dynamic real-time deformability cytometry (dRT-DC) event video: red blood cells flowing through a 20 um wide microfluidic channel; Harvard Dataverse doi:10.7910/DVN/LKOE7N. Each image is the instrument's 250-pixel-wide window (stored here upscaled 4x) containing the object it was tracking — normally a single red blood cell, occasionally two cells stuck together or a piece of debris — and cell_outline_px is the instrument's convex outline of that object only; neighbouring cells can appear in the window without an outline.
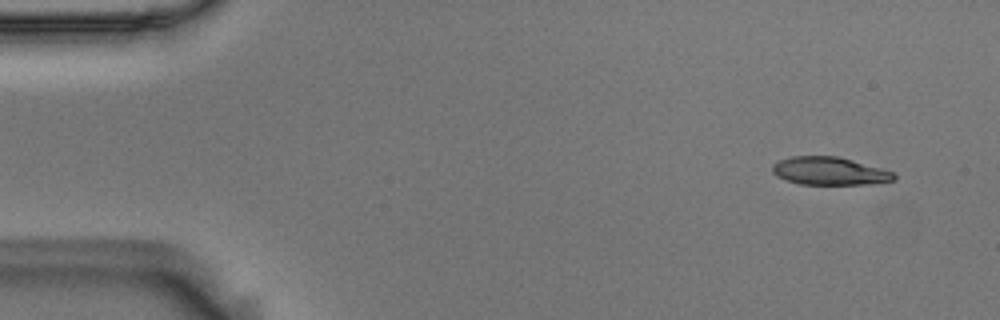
{"species": "Egyptian fruit bat (a non-hibernating species)", "species_latin": "Rousettus aegyptiacus", "temperature_condition": "room temperature", "stored_images_in_passage": 51, "camera_frame_rate_fps": 3000, "um_per_image_px": 0.085, "animal": {"sex": "male"}, "frame": {"image": 1, "passage_image": 1, "time_ms": 0.0, "image_size_px": [1000, 320], "cell_outline_px": [[896, 180], [872, 184], [800, 184], [776, 176], [772, 172], [772, 164], [780, 160], [792, 156], [836, 156], [852, 160], [880, 168], [892, 172], [896, 176]], "centroid_in_image_um": [70.5, 14.54], "position_along_channel_um": 14.5, "area_um2": 19.65}}
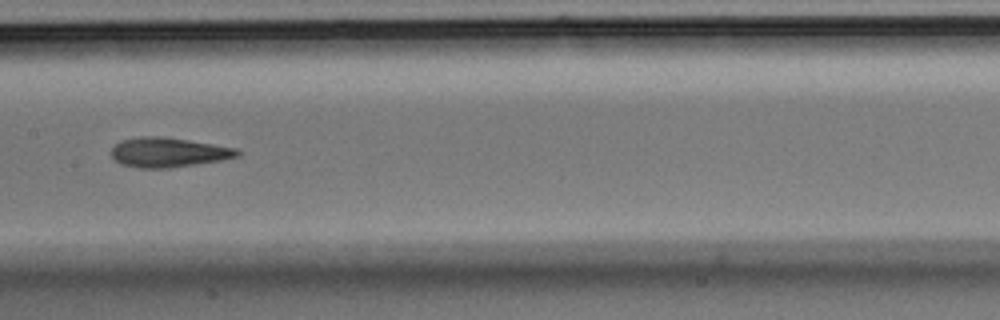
{"frame": {"image": 2, "passage_image": 24, "time_ms": 7.667, "image_size_px": [1000, 320], "cell_outline_px": [[240, 156], [220, 160], [196, 164], [168, 168], [140, 168], [120, 164], [112, 156], [112, 148], [120, 140], [140, 136], [160, 136], [188, 140], [236, 148], [240, 152]], "centroid_in_image_um": [14.29, 12.95], "position_along_channel_um": 193.1, "area_um2": 21.62}}
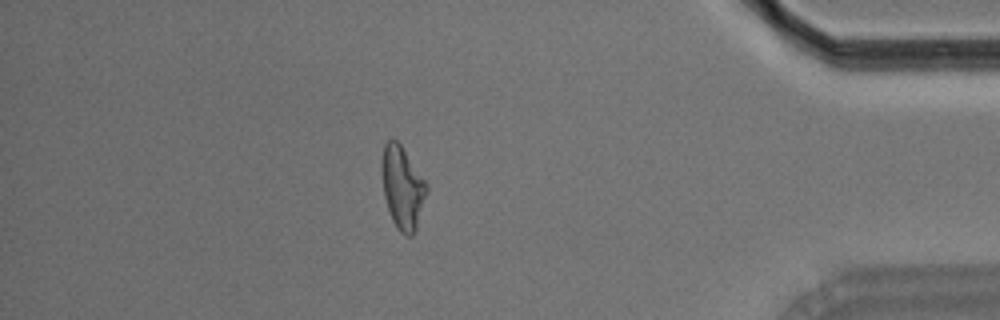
{"frame": {"image": 3, "passage_image": 44, "time_ms": 14.333, "image_size_px": [1000, 320], "cell_outline_px": [[428, 188], [416, 232], [412, 236], [404, 236], [396, 228], [392, 220], [384, 196], [380, 168], [380, 164], [384, 144], [388, 140], [396, 140], [400, 144], [428, 184]], "centroid_in_image_um": [34.2, 15.97], "position_along_channel_um": 401.0, "area_um2": 21.85}, "authors_computed_cell_mechanics": {"area_um2": 21.2126, "velocity_mm_per_s": 3.7047, "shape_relaxation_time_tau1_ms": null, "shape_relaxation_time_tau2_ms": 2.9955, "deformation_change_tau1": null, "deformation_change_tau2": 0.1314}}